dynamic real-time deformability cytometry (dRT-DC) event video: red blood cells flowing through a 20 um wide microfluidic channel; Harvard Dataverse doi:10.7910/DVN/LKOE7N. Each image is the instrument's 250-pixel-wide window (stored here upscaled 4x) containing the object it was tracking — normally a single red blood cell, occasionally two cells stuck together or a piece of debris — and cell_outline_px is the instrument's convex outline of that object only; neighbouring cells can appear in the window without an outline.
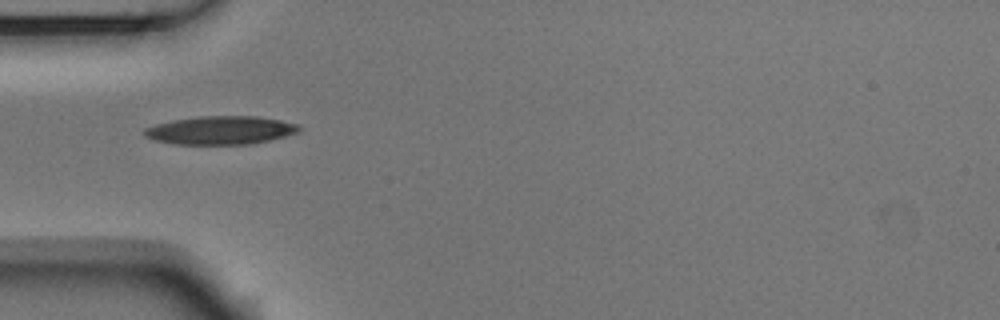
{"species": "Egyptian fruit bat (a non-hibernating species)", "species_latin": "Rousettus aegyptiacus", "temperature_condition": "room temperature", "stored_images_in_passage": 12, "camera_frame_rate_fps": 3000, "um_per_image_px": 0.085, "animal": {"sex": "male"}, "frame": {"image": 1, "passage_image": 3, "time_ms": 0.667, "image_size_px": [1000, 320], "cell_outline_px": [[300, 132], [252, 144], [172, 144], [156, 140], [144, 136], [144, 128], [156, 124], [172, 120], [200, 116], [256, 116], [280, 120], [300, 124]], "centroid_in_image_um": [18.76, 11.07], "position_along_channel_um": 66.2, "area_um2": 25.55}}
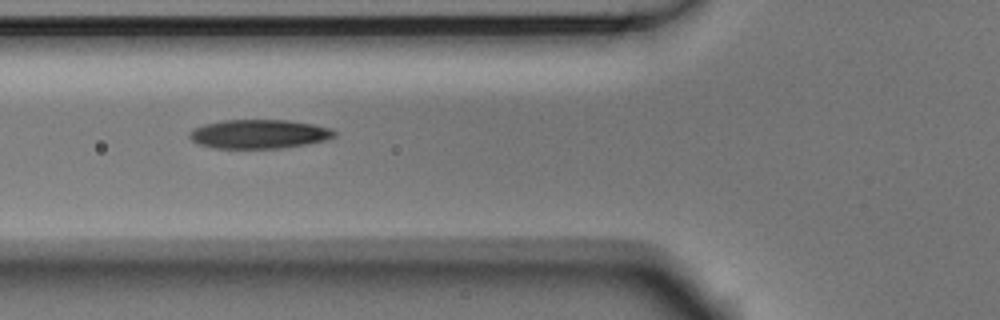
{"frame": {"image": 2, "passage_image": 6, "time_ms": 1.667, "image_size_px": [1000, 320], "cell_outline_px": [[336, 136], [328, 140], [280, 148], [216, 148], [200, 144], [192, 140], [188, 136], [188, 132], [192, 128], [204, 124], [224, 120], [288, 120], [312, 124], [332, 128], [336, 132]], "centroid_in_image_um": [22.02, 11.38], "position_along_channel_um": 103.8, "area_um2": 24.51}}
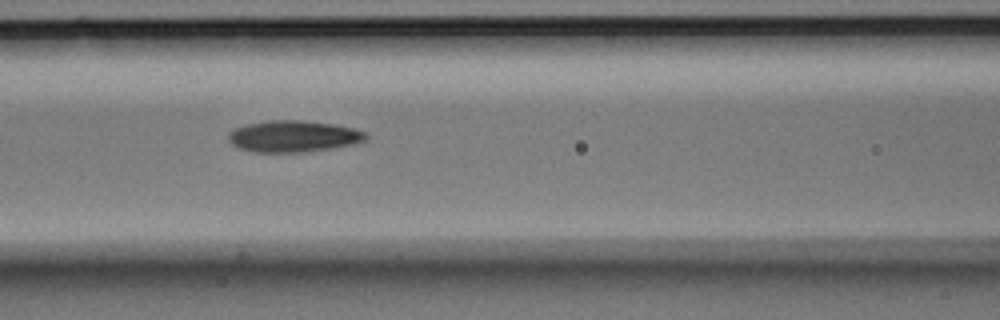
{"frame": {"image": 3, "passage_image": 9, "time_ms": 2.667, "image_size_px": [1000, 320], "cell_outline_px": [[368, 136], [364, 140], [352, 144], [304, 152], [252, 152], [240, 148], [232, 144], [228, 140], [228, 132], [244, 124], [272, 120], [300, 120], [332, 124], [352, 128], [364, 132]], "centroid_in_image_um": [24.87, 11.58], "position_along_channel_um": 141.7, "area_um2": 24.97}}